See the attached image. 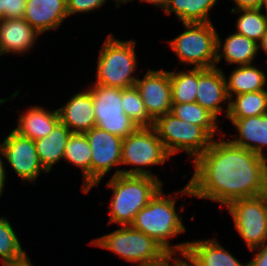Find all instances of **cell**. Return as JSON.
<instances>
[{
  "label": "cell",
  "instance_id": "15",
  "mask_svg": "<svg viewBox=\"0 0 267 266\" xmlns=\"http://www.w3.org/2000/svg\"><path fill=\"white\" fill-rule=\"evenodd\" d=\"M40 35L23 18L0 20V58L26 55L37 46Z\"/></svg>",
  "mask_w": 267,
  "mask_h": 266
},
{
  "label": "cell",
  "instance_id": "6",
  "mask_svg": "<svg viewBox=\"0 0 267 266\" xmlns=\"http://www.w3.org/2000/svg\"><path fill=\"white\" fill-rule=\"evenodd\" d=\"M170 159L172 157L153 127H138L132 134L123 138L121 166L131 167L122 169L123 175L150 176L165 184L157 173L152 172V167L165 166Z\"/></svg>",
  "mask_w": 267,
  "mask_h": 266
},
{
  "label": "cell",
  "instance_id": "10",
  "mask_svg": "<svg viewBox=\"0 0 267 266\" xmlns=\"http://www.w3.org/2000/svg\"><path fill=\"white\" fill-rule=\"evenodd\" d=\"M93 97L96 127L121 138L132 134L138 126L124 113L122 89L93 84L86 87Z\"/></svg>",
  "mask_w": 267,
  "mask_h": 266
},
{
  "label": "cell",
  "instance_id": "8",
  "mask_svg": "<svg viewBox=\"0 0 267 266\" xmlns=\"http://www.w3.org/2000/svg\"><path fill=\"white\" fill-rule=\"evenodd\" d=\"M159 139L169 155L184 154L193 163L210 146L213 138L201 127L166 113L154 121Z\"/></svg>",
  "mask_w": 267,
  "mask_h": 266
},
{
  "label": "cell",
  "instance_id": "5",
  "mask_svg": "<svg viewBox=\"0 0 267 266\" xmlns=\"http://www.w3.org/2000/svg\"><path fill=\"white\" fill-rule=\"evenodd\" d=\"M119 227L101 237L92 238L90 245L108 250L134 266L159 264L171 256L154 238L131 225Z\"/></svg>",
  "mask_w": 267,
  "mask_h": 266
},
{
  "label": "cell",
  "instance_id": "35",
  "mask_svg": "<svg viewBox=\"0 0 267 266\" xmlns=\"http://www.w3.org/2000/svg\"><path fill=\"white\" fill-rule=\"evenodd\" d=\"M233 1L234 6L231 10H241V9H257L261 8L262 0H228Z\"/></svg>",
  "mask_w": 267,
  "mask_h": 266
},
{
  "label": "cell",
  "instance_id": "38",
  "mask_svg": "<svg viewBox=\"0 0 267 266\" xmlns=\"http://www.w3.org/2000/svg\"><path fill=\"white\" fill-rule=\"evenodd\" d=\"M139 2L149 3L157 9L164 10L169 0H138Z\"/></svg>",
  "mask_w": 267,
  "mask_h": 266
},
{
  "label": "cell",
  "instance_id": "18",
  "mask_svg": "<svg viewBox=\"0 0 267 266\" xmlns=\"http://www.w3.org/2000/svg\"><path fill=\"white\" fill-rule=\"evenodd\" d=\"M68 17L66 0H27L23 19L43 35L55 31Z\"/></svg>",
  "mask_w": 267,
  "mask_h": 266
},
{
  "label": "cell",
  "instance_id": "28",
  "mask_svg": "<svg viewBox=\"0 0 267 266\" xmlns=\"http://www.w3.org/2000/svg\"><path fill=\"white\" fill-rule=\"evenodd\" d=\"M175 69L170 71L172 104L196 102L198 68Z\"/></svg>",
  "mask_w": 267,
  "mask_h": 266
},
{
  "label": "cell",
  "instance_id": "37",
  "mask_svg": "<svg viewBox=\"0 0 267 266\" xmlns=\"http://www.w3.org/2000/svg\"><path fill=\"white\" fill-rule=\"evenodd\" d=\"M168 266H192L183 256L171 255L168 258Z\"/></svg>",
  "mask_w": 267,
  "mask_h": 266
},
{
  "label": "cell",
  "instance_id": "12",
  "mask_svg": "<svg viewBox=\"0 0 267 266\" xmlns=\"http://www.w3.org/2000/svg\"><path fill=\"white\" fill-rule=\"evenodd\" d=\"M2 139L4 164L8 165L6 173L10 169L25 185H35L41 173L47 174L39 162L34 140L21 136L13 129Z\"/></svg>",
  "mask_w": 267,
  "mask_h": 266
},
{
  "label": "cell",
  "instance_id": "33",
  "mask_svg": "<svg viewBox=\"0 0 267 266\" xmlns=\"http://www.w3.org/2000/svg\"><path fill=\"white\" fill-rule=\"evenodd\" d=\"M27 0H0V20L22 19Z\"/></svg>",
  "mask_w": 267,
  "mask_h": 266
},
{
  "label": "cell",
  "instance_id": "22",
  "mask_svg": "<svg viewBox=\"0 0 267 266\" xmlns=\"http://www.w3.org/2000/svg\"><path fill=\"white\" fill-rule=\"evenodd\" d=\"M71 134L72 132L59 122L48 136L35 140L39 162L47 173L55 169L54 165L62 163L65 147Z\"/></svg>",
  "mask_w": 267,
  "mask_h": 266
},
{
  "label": "cell",
  "instance_id": "26",
  "mask_svg": "<svg viewBox=\"0 0 267 266\" xmlns=\"http://www.w3.org/2000/svg\"><path fill=\"white\" fill-rule=\"evenodd\" d=\"M171 113L181 120L201 126L213 139L223 134L221 132L222 128L219 125L221 121L217 120L197 102L172 104ZM216 134L218 135L216 136Z\"/></svg>",
  "mask_w": 267,
  "mask_h": 266
},
{
  "label": "cell",
  "instance_id": "27",
  "mask_svg": "<svg viewBox=\"0 0 267 266\" xmlns=\"http://www.w3.org/2000/svg\"><path fill=\"white\" fill-rule=\"evenodd\" d=\"M267 114V90L242 93L229 100L227 118H247Z\"/></svg>",
  "mask_w": 267,
  "mask_h": 266
},
{
  "label": "cell",
  "instance_id": "29",
  "mask_svg": "<svg viewBox=\"0 0 267 266\" xmlns=\"http://www.w3.org/2000/svg\"><path fill=\"white\" fill-rule=\"evenodd\" d=\"M237 14L234 32L259 43L267 30V14L261 9L231 10Z\"/></svg>",
  "mask_w": 267,
  "mask_h": 266
},
{
  "label": "cell",
  "instance_id": "3",
  "mask_svg": "<svg viewBox=\"0 0 267 266\" xmlns=\"http://www.w3.org/2000/svg\"><path fill=\"white\" fill-rule=\"evenodd\" d=\"M163 185L158 178L150 176L120 174L110 177L105 185L112 191L110 202H107L108 225H131L137 212L149 203Z\"/></svg>",
  "mask_w": 267,
  "mask_h": 266
},
{
  "label": "cell",
  "instance_id": "40",
  "mask_svg": "<svg viewBox=\"0 0 267 266\" xmlns=\"http://www.w3.org/2000/svg\"><path fill=\"white\" fill-rule=\"evenodd\" d=\"M3 266H34V264H32V260L28 256L26 259H24V260H22L20 262L4 264Z\"/></svg>",
  "mask_w": 267,
  "mask_h": 266
},
{
  "label": "cell",
  "instance_id": "31",
  "mask_svg": "<svg viewBox=\"0 0 267 266\" xmlns=\"http://www.w3.org/2000/svg\"><path fill=\"white\" fill-rule=\"evenodd\" d=\"M121 104L124 113L138 127H153L154 120L149 116L140 92L135 86L122 89Z\"/></svg>",
  "mask_w": 267,
  "mask_h": 266
},
{
  "label": "cell",
  "instance_id": "25",
  "mask_svg": "<svg viewBox=\"0 0 267 266\" xmlns=\"http://www.w3.org/2000/svg\"><path fill=\"white\" fill-rule=\"evenodd\" d=\"M219 0H169L163 12L173 13L181 23H209L211 10Z\"/></svg>",
  "mask_w": 267,
  "mask_h": 266
},
{
  "label": "cell",
  "instance_id": "23",
  "mask_svg": "<svg viewBox=\"0 0 267 266\" xmlns=\"http://www.w3.org/2000/svg\"><path fill=\"white\" fill-rule=\"evenodd\" d=\"M256 63L235 66L229 77L225 73L227 95L229 99L242 93L267 90V72L259 68Z\"/></svg>",
  "mask_w": 267,
  "mask_h": 266
},
{
  "label": "cell",
  "instance_id": "44",
  "mask_svg": "<svg viewBox=\"0 0 267 266\" xmlns=\"http://www.w3.org/2000/svg\"><path fill=\"white\" fill-rule=\"evenodd\" d=\"M148 266H168V259L166 261L162 262V263L148 265Z\"/></svg>",
  "mask_w": 267,
  "mask_h": 266
},
{
  "label": "cell",
  "instance_id": "24",
  "mask_svg": "<svg viewBox=\"0 0 267 266\" xmlns=\"http://www.w3.org/2000/svg\"><path fill=\"white\" fill-rule=\"evenodd\" d=\"M91 148L84 133H72L65 147L63 162L80 168L82 184L80 191L86 194L91 189ZM69 163V164H68Z\"/></svg>",
  "mask_w": 267,
  "mask_h": 266
},
{
  "label": "cell",
  "instance_id": "43",
  "mask_svg": "<svg viewBox=\"0 0 267 266\" xmlns=\"http://www.w3.org/2000/svg\"><path fill=\"white\" fill-rule=\"evenodd\" d=\"M261 9L267 14V0H262Z\"/></svg>",
  "mask_w": 267,
  "mask_h": 266
},
{
  "label": "cell",
  "instance_id": "16",
  "mask_svg": "<svg viewBox=\"0 0 267 266\" xmlns=\"http://www.w3.org/2000/svg\"><path fill=\"white\" fill-rule=\"evenodd\" d=\"M69 96L62 107L57 108L60 122L72 133H86L96 126L93 97L85 88Z\"/></svg>",
  "mask_w": 267,
  "mask_h": 266
},
{
  "label": "cell",
  "instance_id": "36",
  "mask_svg": "<svg viewBox=\"0 0 267 266\" xmlns=\"http://www.w3.org/2000/svg\"><path fill=\"white\" fill-rule=\"evenodd\" d=\"M7 177L8 174L6 173V166L4 164V155L0 141V198L3 197L2 195L4 194V189L6 188L5 186L6 183L8 182Z\"/></svg>",
  "mask_w": 267,
  "mask_h": 266
},
{
  "label": "cell",
  "instance_id": "42",
  "mask_svg": "<svg viewBox=\"0 0 267 266\" xmlns=\"http://www.w3.org/2000/svg\"><path fill=\"white\" fill-rule=\"evenodd\" d=\"M108 3V0H106ZM115 2L116 8L118 9L122 4L125 5L127 3H132L134 0H109Z\"/></svg>",
  "mask_w": 267,
  "mask_h": 266
},
{
  "label": "cell",
  "instance_id": "1",
  "mask_svg": "<svg viewBox=\"0 0 267 266\" xmlns=\"http://www.w3.org/2000/svg\"><path fill=\"white\" fill-rule=\"evenodd\" d=\"M226 134L214 138L192 163L188 181L194 198L222 207L236 199L267 194V159L233 144Z\"/></svg>",
  "mask_w": 267,
  "mask_h": 266
},
{
  "label": "cell",
  "instance_id": "7",
  "mask_svg": "<svg viewBox=\"0 0 267 266\" xmlns=\"http://www.w3.org/2000/svg\"><path fill=\"white\" fill-rule=\"evenodd\" d=\"M184 31L171 40L167 46L186 68L209 69L216 67L217 29L213 22L182 23Z\"/></svg>",
  "mask_w": 267,
  "mask_h": 266
},
{
  "label": "cell",
  "instance_id": "9",
  "mask_svg": "<svg viewBox=\"0 0 267 266\" xmlns=\"http://www.w3.org/2000/svg\"><path fill=\"white\" fill-rule=\"evenodd\" d=\"M226 209L233 219V229L250 251L267 242V194L236 199Z\"/></svg>",
  "mask_w": 267,
  "mask_h": 266
},
{
  "label": "cell",
  "instance_id": "34",
  "mask_svg": "<svg viewBox=\"0 0 267 266\" xmlns=\"http://www.w3.org/2000/svg\"><path fill=\"white\" fill-rule=\"evenodd\" d=\"M252 252L253 258L248 262L249 266H267V242L251 250Z\"/></svg>",
  "mask_w": 267,
  "mask_h": 266
},
{
  "label": "cell",
  "instance_id": "17",
  "mask_svg": "<svg viewBox=\"0 0 267 266\" xmlns=\"http://www.w3.org/2000/svg\"><path fill=\"white\" fill-rule=\"evenodd\" d=\"M183 257L192 266H249L225 249L216 237L188 241Z\"/></svg>",
  "mask_w": 267,
  "mask_h": 266
},
{
  "label": "cell",
  "instance_id": "30",
  "mask_svg": "<svg viewBox=\"0 0 267 266\" xmlns=\"http://www.w3.org/2000/svg\"><path fill=\"white\" fill-rule=\"evenodd\" d=\"M19 239L10 219L7 216H0V259L2 265L20 262L29 256Z\"/></svg>",
  "mask_w": 267,
  "mask_h": 266
},
{
  "label": "cell",
  "instance_id": "41",
  "mask_svg": "<svg viewBox=\"0 0 267 266\" xmlns=\"http://www.w3.org/2000/svg\"><path fill=\"white\" fill-rule=\"evenodd\" d=\"M20 94V91L19 90H16L15 92H13V94H11L9 97L7 98H0V105L6 103V101L8 100H14V98H16L18 95Z\"/></svg>",
  "mask_w": 267,
  "mask_h": 266
},
{
  "label": "cell",
  "instance_id": "19",
  "mask_svg": "<svg viewBox=\"0 0 267 266\" xmlns=\"http://www.w3.org/2000/svg\"><path fill=\"white\" fill-rule=\"evenodd\" d=\"M236 129L229 140L267 159V114L247 118H227Z\"/></svg>",
  "mask_w": 267,
  "mask_h": 266
},
{
  "label": "cell",
  "instance_id": "21",
  "mask_svg": "<svg viewBox=\"0 0 267 266\" xmlns=\"http://www.w3.org/2000/svg\"><path fill=\"white\" fill-rule=\"evenodd\" d=\"M16 119L17 125L12 128L21 136L38 140L48 136L54 127L60 122L59 114L56 109H46L42 105L29 106Z\"/></svg>",
  "mask_w": 267,
  "mask_h": 266
},
{
  "label": "cell",
  "instance_id": "13",
  "mask_svg": "<svg viewBox=\"0 0 267 266\" xmlns=\"http://www.w3.org/2000/svg\"><path fill=\"white\" fill-rule=\"evenodd\" d=\"M135 87L139 90L146 110L154 121L166 113H171L170 71L164 68H148L142 78L138 75Z\"/></svg>",
  "mask_w": 267,
  "mask_h": 266
},
{
  "label": "cell",
  "instance_id": "32",
  "mask_svg": "<svg viewBox=\"0 0 267 266\" xmlns=\"http://www.w3.org/2000/svg\"><path fill=\"white\" fill-rule=\"evenodd\" d=\"M68 17L72 15H86L89 12L99 11L106 5V0H66Z\"/></svg>",
  "mask_w": 267,
  "mask_h": 266
},
{
  "label": "cell",
  "instance_id": "14",
  "mask_svg": "<svg viewBox=\"0 0 267 266\" xmlns=\"http://www.w3.org/2000/svg\"><path fill=\"white\" fill-rule=\"evenodd\" d=\"M224 69L213 67L198 68V87L196 102L211 113L217 120L224 114V121L229 112V97L227 95ZM226 106V107H225Z\"/></svg>",
  "mask_w": 267,
  "mask_h": 266
},
{
  "label": "cell",
  "instance_id": "2",
  "mask_svg": "<svg viewBox=\"0 0 267 266\" xmlns=\"http://www.w3.org/2000/svg\"><path fill=\"white\" fill-rule=\"evenodd\" d=\"M180 196L193 198L189 182L174 194H167L162 186L149 203L137 212L131 224L134 229L154 238L174 256H183L188 243V241L176 244L171 242V239H175L187 230L182 222L183 216H179L185 209V201H182L180 207H176V201Z\"/></svg>",
  "mask_w": 267,
  "mask_h": 266
},
{
  "label": "cell",
  "instance_id": "39",
  "mask_svg": "<svg viewBox=\"0 0 267 266\" xmlns=\"http://www.w3.org/2000/svg\"><path fill=\"white\" fill-rule=\"evenodd\" d=\"M264 52L265 55H267V30L264 36L262 37L261 41L258 43V51Z\"/></svg>",
  "mask_w": 267,
  "mask_h": 266
},
{
  "label": "cell",
  "instance_id": "4",
  "mask_svg": "<svg viewBox=\"0 0 267 266\" xmlns=\"http://www.w3.org/2000/svg\"><path fill=\"white\" fill-rule=\"evenodd\" d=\"M136 42L135 39L121 40L108 33L99 50L95 82L92 83L121 89L134 87L139 67Z\"/></svg>",
  "mask_w": 267,
  "mask_h": 266
},
{
  "label": "cell",
  "instance_id": "20",
  "mask_svg": "<svg viewBox=\"0 0 267 266\" xmlns=\"http://www.w3.org/2000/svg\"><path fill=\"white\" fill-rule=\"evenodd\" d=\"M217 32L216 67L224 59L225 65H251L259 55L258 43L236 32L227 35L223 41Z\"/></svg>",
  "mask_w": 267,
  "mask_h": 266
},
{
  "label": "cell",
  "instance_id": "11",
  "mask_svg": "<svg viewBox=\"0 0 267 266\" xmlns=\"http://www.w3.org/2000/svg\"><path fill=\"white\" fill-rule=\"evenodd\" d=\"M89 141L91 148V189L101 184L107 174L114 177L122 174L121 150L123 138L114 135L96 126L84 133ZM118 167V168H117Z\"/></svg>",
  "mask_w": 267,
  "mask_h": 266
}]
</instances>
